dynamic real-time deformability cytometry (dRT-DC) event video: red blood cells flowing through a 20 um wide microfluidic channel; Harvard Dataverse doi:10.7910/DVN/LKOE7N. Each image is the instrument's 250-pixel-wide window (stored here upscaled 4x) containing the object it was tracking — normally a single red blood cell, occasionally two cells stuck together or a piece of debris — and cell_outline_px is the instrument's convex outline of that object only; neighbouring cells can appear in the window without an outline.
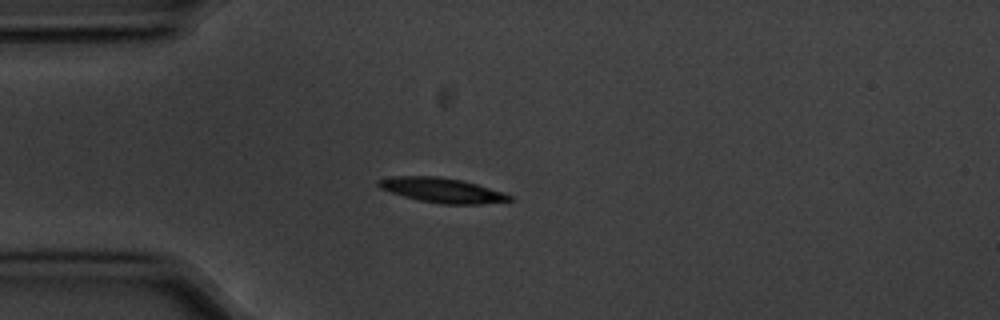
{"species": "common noctule bat (a hibernating species)", "species_latin": "Nyctalus noctula", "temperature_condition": "cold", "stored_images_in_passage": 4, "camera_frame_rate_fps": 3000, "um_per_image_px": 0.085, "animal": {"sex": "male", "body_mass_g": 20.1, "forearm_length_mm": 53.5}, "frame": {"image": 1, "passage_image": 4, "time_ms": 1.0, "image_size_px": [1000, 320], "cell_outline_px": [[512, 200], [480, 204], [440, 204], [420, 200], [404, 196], [380, 188], [376, 184], [376, 180], [392, 176], [440, 176], [460, 180], [476, 184], [504, 192], [512, 196]], "centroid_in_image_um": [37.55, 16.16], "position_along_channel_um": 47.4, "area_um2": 18.79}}